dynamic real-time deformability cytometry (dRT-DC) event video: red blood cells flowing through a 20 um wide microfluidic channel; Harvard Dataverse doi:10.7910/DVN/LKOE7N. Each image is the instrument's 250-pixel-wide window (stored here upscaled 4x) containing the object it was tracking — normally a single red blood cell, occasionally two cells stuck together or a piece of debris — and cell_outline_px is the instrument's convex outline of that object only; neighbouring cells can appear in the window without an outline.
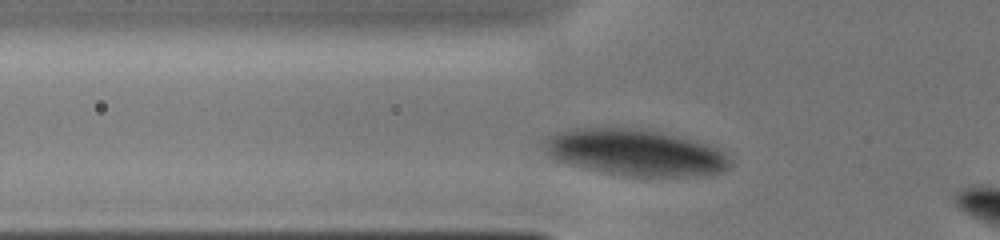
{"species": "human", "species_latin": "Homo sapiens", "temperature_condition": "cold", "stored_images_in_passage": 9, "camera_frame_rate_fps": 3000, "um_per_image_px": 0.085, "donor": {"sex": "male"}, "frame": {"image": 1, "passage_image": 6, "time_ms": 1.667, "image_size_px": [1000, 240], "cell_outline_px": [[728, 168], [724, 172], [700, 176], [632, 176], [572, 164], [560, 160], [552, 156], [548, 152], [552, 136], [556, 132], [572, 128], [636, 128], [656, 132], [704, 144], [716, 148], [728, 160]], "centroid_in_image_um": [54.07, 12.97], "position_along_channel_um": 71.7, "area_um2": 47.97}}